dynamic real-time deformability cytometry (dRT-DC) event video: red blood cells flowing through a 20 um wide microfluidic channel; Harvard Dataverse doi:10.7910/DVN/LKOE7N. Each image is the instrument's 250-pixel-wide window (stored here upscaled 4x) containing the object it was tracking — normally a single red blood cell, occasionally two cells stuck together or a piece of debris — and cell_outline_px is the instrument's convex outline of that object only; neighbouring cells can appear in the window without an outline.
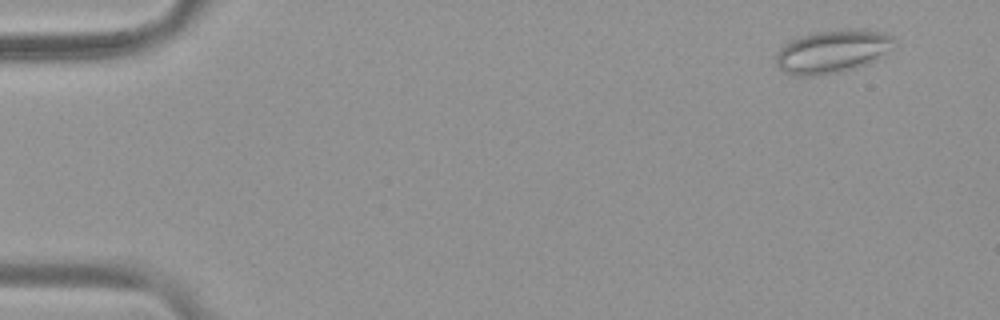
{"species": "common noctule bat (a hibernating species)", "species_latin": "Nyctalus noctula", "temperature_condition": "warm", "stored_images_in_passage": 55, "camera_frame_rate_fps": 3000, "um_per_image_px": 0.085, "animal": {"sex": "female", "body_mass_g": 19.9}, "frame": {"image": 1, "passage_image": 4, "time_ms": 1.0, "image_size_px": [1000, 320], "cell_outline_px": [[896, 40], [892, 48], [876, 60], [868, 64], [856, 68], [840, 72], [816, 76], [792, 76], [776, 68], [776, 52], [784, 44], [800, 36], [816, 32], [856, 28], [864, 28], [880, 32], [892, 36]], "centroid_in_image_um": [70.74, 4.39], "position_along_channel_um": 14.3, "area_um2": 30.11}}
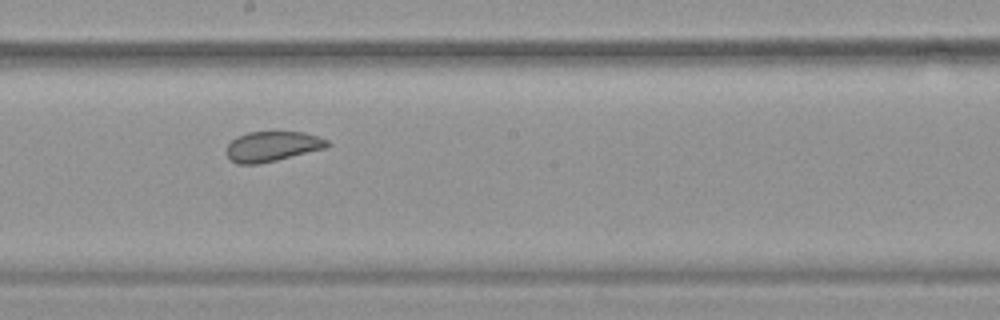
{"frame": {"image": 2, "passage_image": 31, "time_ms": 10.0, "image_size_px": [1000, 320], "cell_outline_px": [[332, 144], [328, 148], [260, 164], [236, 164], [224, 152], [228, 144], [236, 136], [248, 132], [304, 132], [328, 140]], "centroid_in_image_um": [23.15, 12.45], "position_along_channel_um": 225.0, "area_um2": 17.92}}
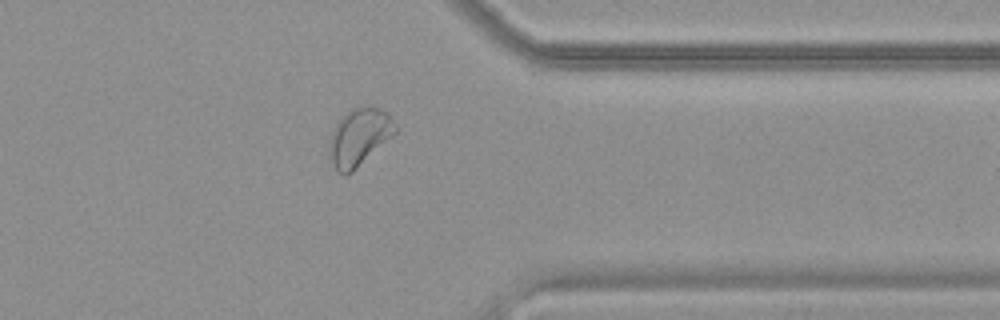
{"frame": {"image": 3, "passage_image": 44, "time_ms": 14.333, "image_size_px": [1000, 320], "cell_outline_px": [[400, 128], [392, 136], [352, 172], [344, 176], [332, 164], [328, 156], [328, 140], [336, 124], [352, 108], [376, 108], [388, 112]], "centroid_in_image_um": [30.53, 11.67], "position_along_channel_um": 380.9, "area_um2": 21.85}, "authors_computed_cell_mechanics": {"area_um2": 22.7154, "velocity_mm_per_s": 3.7335, "shape_relaxation_time_tau1_ms": null, "shape_relaxation_time_tau2_ms": 0.7893, "deformation_change_tau1": null, "deformation_change_tau2": 0.0581}}